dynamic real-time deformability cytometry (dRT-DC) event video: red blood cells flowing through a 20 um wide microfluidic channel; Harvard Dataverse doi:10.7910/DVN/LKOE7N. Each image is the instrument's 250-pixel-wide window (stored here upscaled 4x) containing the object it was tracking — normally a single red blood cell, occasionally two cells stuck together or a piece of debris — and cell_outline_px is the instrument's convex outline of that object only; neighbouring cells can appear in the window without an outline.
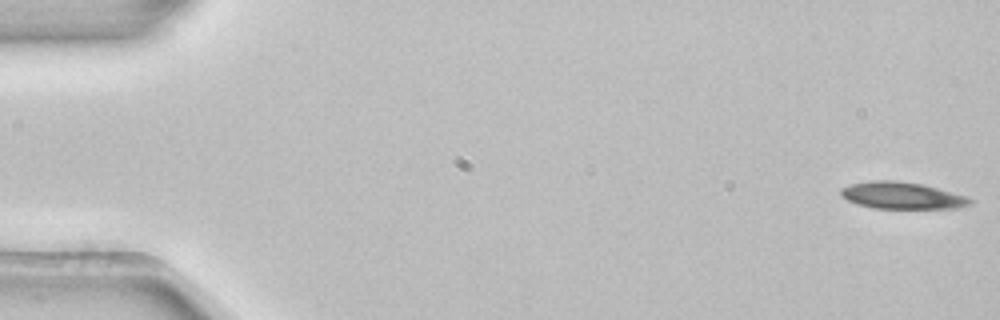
{"species": "common noctule bat (a hibernating species)", "species_latin": "Nyctalus noctula", "temperature_condition": "room temperature", "stored_images_in_passage": 5, "camera_frame_rate_fps": 3000, "um_per_image_px": 0.085, "animal": {"sex": "female", "body_mass_g": 22.7, "forearm_length_mm": 54.2}, "frame": {"image": 1, "passage_image": 1, "time_ms": 0.0, "image_size_px": [1000, 320], "cell_outline_px": [[972, 204], [960, 208], [876, 208], [856, 204], [840, 196], [840, 188], [852, 184], [872, 180], [896, 180], [920, 184], [936, 188], [964, 196], [972, 200]], "centroid_in_image_um": [76.62, 16.62], "position_along_channel_um": 8.4, "area_um2": 20.0}}
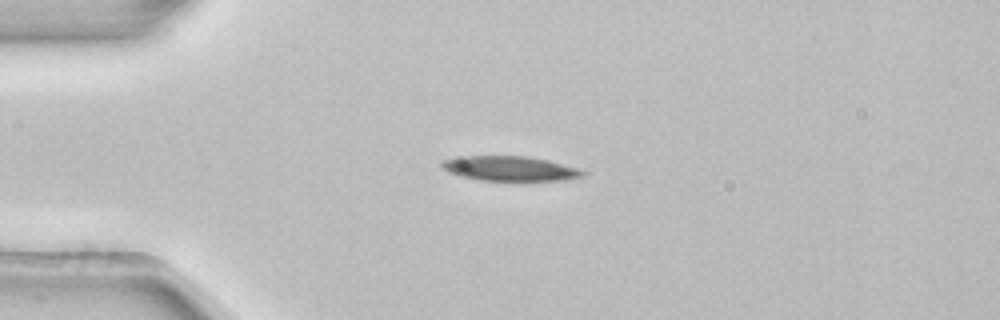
{"frame": {"image": 2, "passage_image": 4, "time_ms": 1.0, "image_size_px": [1000, 320], "cell_outline_px": [[584, 176], [572, 180], [524, 184], [480, 180], [460, 176], [448, 172], [440, 164], [440, 160], [460, 156], [528, 156], [548, 160], [576, 168], [584, 172]], "centroid_in_image_um": [43.39, 14.39], "position_along_channel_um": 41.6, "area_um2": 21.62}}